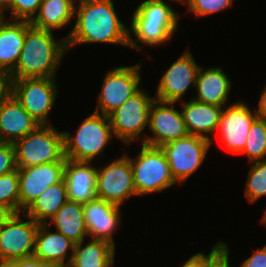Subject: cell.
<instances>
[{
	"mask_svg": "<svg viewBox=\"0 0 266 267\" xmlns=\"http://www.w3.org/2000/svg\"><path fill=\"white\" fill-rule=\"evenodd\" d=\"M234 0H181L196 17L212 15L233 6Z\"/></svg>",
	"mask_w": 266,
	"mask_h": 267,
	"instance_id": "32",
	"label": "cell"
},
{
	"mask_svg": "<svg viewBox=\"0 0 266 267\" xmlns=\"http://www.w3.org/2000/svg\"><path fill=\"white\" fill-rule=\"evenodd\" d=\"M47 223H50L49 225L53 223L57 231L74 243L83 241L88 235L83 204L69 199Z\"/></svg>",
	"mask_w": 266,
	"mask_h": 267,
	"instance_id": "26",
	"label": "cell"
},
{
	"mask_svg": "<svg viewBox=\"0 0 266 267\" xmlns=\"http://www.w3.org/2000/svg\"><path fill=\"white\" fill-rule=\"evenodd\" d=\"M39 125L7 89L0 95V142L14 143Z\"/></svg>",
	"mask_w": 266,
	"mask_h": 267,
	"instance_id": "16",
	"label": "cell"
},
{
	"mask_svg": "<svg viewBox=\"0 0 266 267\" xmlns=\"http://www.w3.org/2000/svg\"><path fill=\"white\" fill-rule=\"evenodd\" d=\"M66 158L27 168H18L19 212H24L49 186L64 178Z\"/></svg>",
	"mask_w": 266,
	"mask_h": 267,
	"instance_id": "12",
	"label": "cell"
},
{
	"mask_svg": "<svg viewBox=\"0 0 266 267\" xmlns=\"http://www.w3.org/2000/svg\"><path fill=\"white\" fill-rule=\"evenodd\" d=\"M241 267H266V245L256 250L241 264Z\"/></svg>",
	"mask_w": 266,
	"mask_h": 267,
	"instance_id": "36",
	"label": "cell"
},
{
	"mask_svg": "<svg viewBox=\"0 0 266 267\" xmlns=\"http://www.w3.org/2000/svg\"><path fill=\"white\" fill-rule=\"evenodd\" d=\"M0 203L19 213V174L15 171L0 176Z\"/></svg>",
	"mask_w": 266,
	"mask_h": 267,
	"instance_id": "31",
	"label": "cell"
},
{
	"mask_svg": "<svg viewBox=\"0 0 266 267\" xmlns=\"http://www.w3.org/2000/svg\"><path fill=\"white\" fill-rule=\"evenodd\" d=\"M0 267H8L6 264H0Z\"/></svg>",
	"mask_w": 266,
	"mask_h": 267,
	"instance_id": "46",
	"label": "cell"
},
{
	"mask_svg": "<svg viewBox=\"0 0 266 267\" xmlns=\"http://www.w3.org/2000/svg\"><path fill=\"white\" fill-rule=\"evenodd\" d=\"M75 14V0H42L31 26L53 31L70 24Z\"/></svg>",
	"mask_w": 266,
	"mask_h": 267,
	"instance_id": "25",
	"label": "cell"
},
{
	"mask_svg": "<svg viewBox=\"0 0 266 267\" xmlns=\"http://www.w3.org/2000/svg\"><path fill=\"white\" fill-rule=\"evenodd\" d=\"M154 100L155 97L151 98L145 90L140 89L108 115L113 134L125 145L128 146L134 140L139 141L138 138L144 143L145 138L141 137V133L148 126Z\"/></svg>",
	"mask_w": 266,
	"mask_h": 267,
	"instance_id": "7",
	"label": "cell"
},
{
	"mask_svg": "<svg viewBox=\"0 0 266 267\" xmlns=\"http://www.w3.org/2000/svg\"><path fill=\"white\" fill-rule=\"evenodd\" d=\"M260 96L259 106L255 111L257 112L258 117L264 118L266 116V87L263 89Z\"/></svg>",
	"mask_w": 266,
	"mask_h": 267,
	"instance_id": "39",
	"label": "cell"
},
{
	"mask_svg": "<svg viewBox=\"0 0 266 267\" xmlns=\"http://www.w3.org/2000/svg\"><path fill=\"white\" fill-rule=\"evenodd\" d=\"M241 154L247 156L249 162L266 160V120L257 117L251 124L248 140Z\"/></svg>",
	"mask_w": 266,
	"mask_h": 267,
	"instance_id": "29",
	"label": "cell"
},
{
	"mask_svg": "<svg viewBox=\"0 0 266 267\" xmlns=\"http://www.w3.org/2000/svg\"><path fill=\"white\" fill-rule=\"evenodd\" d=\"M205 267H230L229 250L226 243L219 241L208 255H205Z\"/></svg>",
	"mask_w": 266,
	"mask_h": 267,
	"instance_id": "34",
	"label": "cell"
},
{
	"mask_svg": "<svg viewBox=\"0 0 266 267\" xmlns=\"http://www.w3.org/2000/svg\"><path fill=\"white\" fill-rule=\"evenodd\" d=\"M14 214V212L7 206L0 203V227Z\"/></svg>",
	"mask_w": 266,
	"mask_h": 267,
	"instance_id": "40",
	"label": "cell"
},
{
	"mask_svg": "<svg viewBox=\"0 0 266 267\" xmlns=\"http://www.w3.org/2000/svg\"><path fill=\"white\" fill-rule=\"evenodd\" d=\"M258 117L247 104L237 101L223 109L216 131L220 132L221 143L232 154L241 153L248 140V134L253 121Z\"/></svg>",
	"mask_w": 266,
	"mask_h": 267,
	"instance_id": "15",
	"label": "cell"
},
{
	"mask_svg": "<svg viewBox=\"0 0 266 267\" xmlns=\"http://www.w3.org/2000/svg\"><path fill=\"white\" fill-rule=\"evenodd\" d=\"M17 169L13 143L0 142V176Z\"/></svg>",
	"mask_w": 266,
	"mask_h": 267,
	"instance_id": "35",
	"label": "cell"
},
{
	"mask_svg": "<svg viewBox=\"0 0 266 267\" xmlns=\"http://www.w3.org/2000/svg\"><path fill=\"white\" fill-rule=\"evenodd\" d=\"M83 213L88 236L115 245L113 234L121 222L120 207L96 198L83 204Z\"/></svg>",
	"mask_w": 266,
	"mask_h": 267,
	"instance_id": "17",
	"label": "cell"
},
{
	"mask_svg": "<svg viewBox=\"0 0 266 267\" xmlns=\"http://www.w3.org/2000/svg\"><path fill=\"white\" fill-rule=\"evenodd\" d=\"M131 21L178 22L179 17L164 0H145L135 9Z\"/></svg>",
	"mask_w": 266,
	"mask_h": 267,
	"instance_id": "28",
	"label": "cell"
},
{
	"mask_svg": "<svg viewBox=\"0 0 266 267\" xmlns=\"http://www.w3.org/2000/svg\"><path fill=\"white\" fill-rule=\"evenodd\" d=\"M223 108L192 98L187 102L183 100L181 113L189 135L210 139L205 134L216 132Z\"/></svg>",
	"mask_w": 266,
	"mask_h": 267,
	"instance_id": "21",
	"label": "cell"
},
{
	"mask_svg": "<svg viewBox=\"0 0 266 267\" xmlns=\"http://www.w3.org/2000/svg\"><path fill=\"white\" fill-rule=\"evenodd\" d=\"M176 103L155 99L151 104L148 127L151 137H145L143 144L161 147L163 144L189 135L181 111L173 107Z\"/></svg>",
	"mask_w": 266,
	"mask_h": 267,
	"instance_id": "14",
	"label": "cell"
},
{
	"mask_svg": "<svg viewBox=\"0 0 266 267\" xmlns=\"http://www.w3.org/2000/svg\"><path fill=\"white\" fill-rule=\"evenodd\" d=\"M21 214L28 221L21 219L20 212L14 213L0 227V264L34 254L39 223L23 212Z\"/></svg>",
	"mask_w": 266,
	"mask_h": 267,
	"instance_id": "11",
	"label": "cell"
},
{
	"mask_svg": "<svg viewBox=\"0 0 266 267\" xmlns=\"http://www.w3.org/2000/svg\"><path fill=\"white\" fill-rule=\"evenodd\" d=\"M264 225H266V210L264 211L262 222Z\"/></svg>",
	"mask_w": 266,
	"mask_h": 267,
	"instance_id": "44",
	"label": "cell"
},
{
	"mask_svg": "<svg viewBox=\"0 0 266 267\" xmlns=\"http://www.w3.org/2000/svg\"><path fill=\"white\" fill-rule=\"evenodd\" d=\"M178 29V22L131 21L128 28V47L140 50L144 46H159L170 40ZM136 37L132 38L131 34ZM138 42L144 44L139 46Z\"/></svg>",
	"mask_w": 266,
	"mask_h": 267,
	"instance_id": "24",
	"label": "cell"
},
{
	"mask_svg": "<svg viewBox=\"0 0 266 267\" xmlns=\"http://www.w3.org/2000/svg\"><path fill=\"white\" fill-rule=\"evenodd\" d=\"M76 22L65 37L68 50L90 43L120 44L128 47V27L117 16L112 0H78Z\"/></svg>",
	"mask_w": 266,
	"mask_h": 267,
	"instance_id": "1",
	"label": "cell"
},
{
	"mask_svg": "<svg viewBox=\"0 0 266 267\" xmlns=\"http://www.w3.org/2000/svg\"><path fill=\"white\" fill-rule=\"evenodd\" d=\"M55 81V78L5 79L6 89L40 125L48 124L58 96Z\"/></svg>",
	"mask_w": 266,
	"mask_h": 267,
	"instance_id": "6",
	"label": "cell"
},
{
	"mask_svg": "<svg viewBox=\"0 0 266 267\" xmlns=\"http://www.w3.org/2000/svg\"><path fill=\"white\" fill-rule=\"evenodd\" d=\"M42 0H14L10 18L12 20H26L31 21L37 14Z\"/></svg>",
	"mask_w": 266,
	"mask_h": 267,
	"instance_id": "33",
	"label": "cell"
},
{
	"mask_svg": "<svg viewBox=\"0 0 266 267\" xmlns=\"http://www.w3.org/2000/svg\"><path fill=\"white\" fill-rule=\"evenodd\" d=\"M64 133V156L67 160L92 162L115 137L108 116L93 112L79 126L76 135Z\"/></svg>",
	"mask_w": 266,
	"mask_h": 267,
	"instance_id": "3",
	"label": "cell"
},
{
	"mask_svg": "<svg viewBox=\"0 0 266 267\" xmlns=\"http://www.w3.org/2000/svg\"><path fill=\"white\" fill-rule=\"evenodd\" d=\"M136 195L132 167L127 154L103 168H97L96 197L98 199L121 207L128 198Z\"/></svg>",
	"mask_w": 266,
	"mask_h": 267,
	"instance_id": "10",
	"label": "cell"
},
{
	"mask_svg": "<svg viewBox=\"0 0 266 267\" xmlns=\"http://www.w3.org/2000/svg\"><path fill=\"white\" fill-rule=\"evenodd\" d=\"M5 17V14H2L1 12H0V19H2V18H4Z\"/></svg>",
	"mask_w": 266,
	"mask_h": 267,
	"instance_id": "45",
	"label": "cell"
},
{
	"mask_svg": "<svg viewBox=\"0 0 266 267\" xmlns=\"http://www.w3.org/2000/svg\"><path fill=\"white\" fill-rule=\"evenodd\" d=\"M8 267H50L51 263L43 262L42 260L31 256L26 258L14 259L7 262Z\"/></svg>",
	"mask_w": 266,
	"mask_h": 267,
	"instance_id": "37",
	"label": "cell"
},
{
	"mask_svg": "<svg viewBox=\"0 0 266 267\" xmlns=\"http://www.w3.org/2000/svg\"><path fill=\"white\" fill-rule=\"evenodd\" d=\"M14 0H0V12L3 14L12 7Z\"/></svg>",
	"mask_w": 266,
	"mask_h": 267,
	"instance_id": "41",
	"label": "cell"
},
{
	"mask_svg": "<svg viewBox=\"0 0 266 267\" xmlns=\"http://www.w3.org/2000/svg\"><path fill=\"white\" fill-rule=\"evenodd\" d=\"M182 267H205V254L198 252L191 256Z\"/></svg>",
	"mask_w": 266,
	"mask_h": 267,
	"instance_id": "38",
	"label": "cell"
},
{
	"mask_svg": "<svg viewBox=\"0 0 266 267\" xmlns=\"http://www.w3.org/2000/svg\"><path fill=\"white\" fill-rule=\"evenodd\" d=\"M50 267H73V265L69 262V263L51 264Z\"/></svg>",
	"mask_w": 266,
	"mask_h": 267,
	"instance_id": "43",
	"label": "cell"
},
{
	"mask_svg": "<svg viewBox=\"0 0 266 267\" xmlns=\"http://www.w3.org/2000/svg\"><path fill=\"white\" fill-rule=\"evenodd\" d=\"M212 139L197 135L169 141L161 146L169 163L170 172L176 183H183L203 163Z\"/></svg>",
	"mask_w": 266,
	"mask_h": 267,
	"instance_id": "8",
	"label": "cell"
},
{
	"mask_svg": "<svg viewBox=\"0 0 266 267\" xmlns=\"http://www.w3.org/2000/svg\"><path fill=\"white\" fill-rule=\"evenodd\" d=\"M6 90L5 78L0 75V95Z\"/></svg>",
	"mask_w": 266,
	"mask_h": 267,
	"instance_id": "42",
	"label": "cell"
},
{
	"mask_svg": "<svg viewBox=\"0 0 266 267\" xmlns=\"http://www.w3.org/2000/svg\"><path fill=\"white\" fill-rule=\"evenodd\" d=\"M139 153L134 159L129 156L137 195L158 193L177 184L161 147L142 143Z\"/></svg>",
	"mask_w": 266,
	"mask_h": 267,
	"instance_id": "5",
	"label": "cell"
},
{
	"mask_svg": "<svg viewBox=\"0 0 266 267\" xmlns=\"http://www.w3.org/2000/svg\"><path fill=\"white\" fill-rule=\"evenodd\" d=\"M200 67L189 50L169 66L159 81L155 99L178 103L189 87H195ZM191 85V86H190Z\"/></svg>",
	"mask_w": 266,
	"mask_h": 267,
	"instance_id": "13",
	"label": "cell"
},
{
	"mask_svg": "<svg viewBox=\"0 0 266 267\" xmlns=\"http://www.w3.org/2000/svg\"><path fill=\"white\" fill-rule=\"evenodd\" d=\"M67 200V186L63 178L43 191L23 213L39 224L47 223Z\"/></svg>",
	"mask_w": 266,
	"mask_h": 267,
	"instance_id": "27",
	"label": "cell"
},
{
	"mask_svg": "<svg viewBox=\"0 0 266 267\" xmlns=\"http://www.w3.org/2000/svg\"><path fill=\"white\" fill-rule=\"evenodd\" d=\"M52 31L31 26L25 33L16 67L5 79L56 78L57 66L68 50L67 40L57 41Z\"/></svg>",
	"mask_w": 266,
	"mask_h": 267,
	"instance_id": "2",
	"label": "cell"
},
{
	"mask_svg": "<svg viewBox=\"0 0 266 267\" xmlns=\"http://www.w3.org/2000/svg\"><path fill=\"white\" fill-rule=\"evenodd\" d=\"M0 19V75L4 78L16 67L23 48L26 31L30 21H6Z\"/></svg>",
	"mask_w": 266,
	"mask_h": 267,
	"instance_id": "19",
	"label": "cell"
},
{
	"mask_svg": "<svg viewBox=\"0 0 266 267\" xmlns=\"http://www.w3.org/2000/svg\"><path fill=\"white\" fill-rule=\"evenodd\" d=\"M83 241L74 244V250L66 261L73 267H112L114 266L115 245L104 239L92 238L83 247Z\"/></svg>",
	"mask_w": 266,
	"mask_h": 267,
	"instance_id": "23",
	"label": "cell"
},
{
	"mask_svg": "<svg viewBox=\"0 0 266 267\" xmlns=\"http://www.w3.org/2000/svg\"><path fill=\"white\" fill-rule=\"evenodd\" d=\"M92 162L67 160L64 167V180L68 199L82 204L96 199L97 168Z\"/></svg>",
	"mask_w": 266,
	"mask_h": 267,
	"instance_id": "18",
	"label": "cell"
},
{
	"mask_svg": "<svg viewBox=\"0 0 266 267\" xmlns=\"http://www.w3.org/2000/svg\"><path fill=\"white\" fill-rule=\"evenodd\" d=\"M232 82L221 67H210L203 70L200 66L195 89L197 96L192 98L203 103L225 107Z\"/></svg>",
	"mask_w": 266,
	"mask_h": 267,
	"instance_id": "20",
	"label": "cell"
},
{
	"mask_svg": "<svg viewBox=\"0 0 266 267\" xmlns=\"http://www.w3.org/2000/svg\"><path fill=\"white\" fill-rule=\"evenodd\" d=\"M48 228L50 230L48 223L39 224L33 256L51 264L67 263V253L69 250L73 253L75 243L59 231L51 232Z\"/></svg>",
	"mask_w": 266,
	"mask_h": 267,
	"instance_id": "22",
	"label": "cell"
},
{
	"mask_svg": "<svg viewBox=\"0 0 266 267\" xmlns=\"http://www.w3.org/2000/svg\"><path fill=\"white\" fill-rule=\"evenodd\" d=\"M251 163L254 165L250 167L244 193L249 202L253 203L266 195V160Z\"/></svg>",
	"mask_w": 266,
	"mask_h": 267,
	"instance_id": "30",
	"label": "cell"
},
{
	"mask_svg": "<svg viewBox=\"0 0 266 267\" xmlns=\"http://www.w3.org/2000/svg\"><path fill=\"white\" fill-rule=\"evenodd\" d=\"M140 63L110 69L104 77L94 112L108 116L140 90Z\"/></svg>",
	"mask_w": 266,
	"mask_h": 267,
	"instance_id": "9",
	"label": "cell"
},
{
	"mask_svg": "<svg viewBox=\"0 0 266 267\" xmlns=\"http://www.w3.org/2000/svg\"><path fill=\"white\" fill-rule=\"evenodd\" d=\"M17 168L59 162L64 156V133L52 124L39 125L14 143Z\"/></svg>",
	"mask_w": 266,
	"mask_h": 267,
	"instance_id": "4",
	"label": "cell"
}]
</instances>
